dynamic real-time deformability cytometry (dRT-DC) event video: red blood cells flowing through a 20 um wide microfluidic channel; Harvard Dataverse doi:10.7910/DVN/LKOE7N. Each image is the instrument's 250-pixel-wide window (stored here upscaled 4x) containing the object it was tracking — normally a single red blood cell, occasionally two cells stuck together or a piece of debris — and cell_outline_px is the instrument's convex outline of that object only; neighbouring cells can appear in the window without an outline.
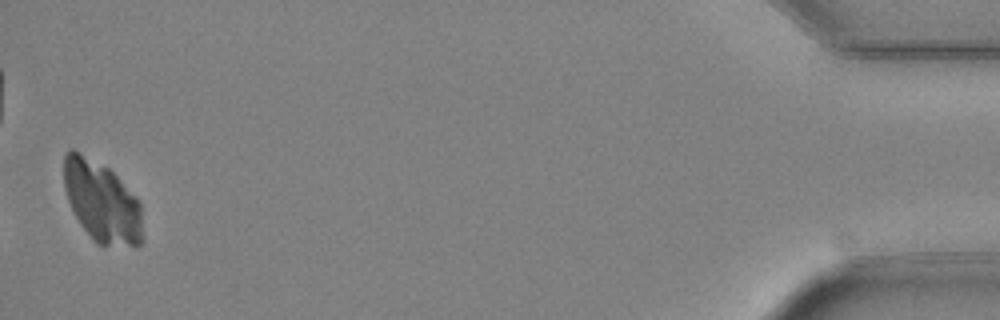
{"species": "Egyptian fruit bat (a non-hibernating species)", "species_latin": "Rousettus aegyptiacus", "temperature_condition": "cold", "stored_images_in_passage": 37, "camera_frame_rate_fps": 3000, "um_per_image_px": 0.085, "animal": {"sex": "female"}, "frame": {"image": 1, "passage_image": 37, "time_ms": 12.0, "image_size_px": [1000, 320], "cell_outline_px": [[144, 240], [136, 248], [96, 244], [80, 224], [68, 200], [64, 188], [64, 156], [72, 148], [80, 152], [108, 168], [140, 200]], "centroid_in_image_um": [8.69, 17.2], "position_along_channel_um": 426.5, "area_um2": 37.51}}